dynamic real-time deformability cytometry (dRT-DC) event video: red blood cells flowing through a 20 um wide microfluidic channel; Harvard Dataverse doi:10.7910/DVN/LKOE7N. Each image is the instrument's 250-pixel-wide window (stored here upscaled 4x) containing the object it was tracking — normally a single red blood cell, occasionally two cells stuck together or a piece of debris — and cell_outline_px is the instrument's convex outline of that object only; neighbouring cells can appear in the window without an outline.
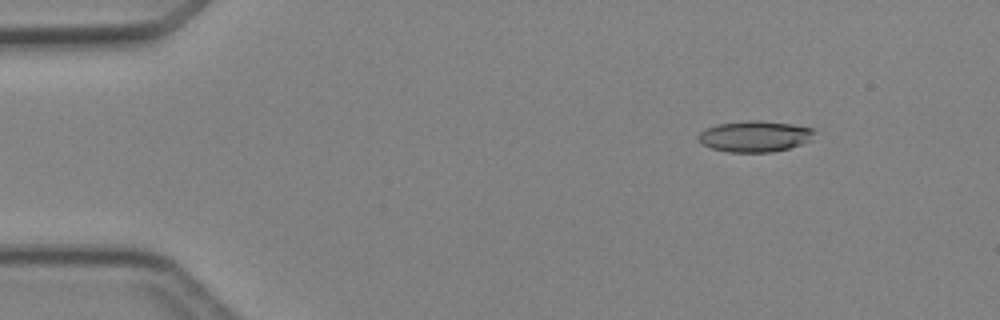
{"species": "Egyptian fruit bat (a non-hibernating species)", "species_latin": "Rousettus aegyptiacus", "temperature_condition": "cold", "stored_images_in_passage": 5, "camera_frame_rate_fps": 3000, "um_per_image_px": 0.085, "animal": {"sex": "female"}, "frame": {"image": 1, "passage_image": 2, "time_ms": 1.0, "image_size_px": [1000, 320], "cell_outline_px": [[816, 132], [812, 140], [788, 148], [772, 152], [728, 152], [712, 148], [700, 144], [696, 136], [700, 132], [716, 124], [748, 120], [760, 120], [792, 124], [816, 128]], "centroid_in_image_um": [64.17, 11.58], "position_along_channel_um": 20.8, "area_um2": 21.27}}